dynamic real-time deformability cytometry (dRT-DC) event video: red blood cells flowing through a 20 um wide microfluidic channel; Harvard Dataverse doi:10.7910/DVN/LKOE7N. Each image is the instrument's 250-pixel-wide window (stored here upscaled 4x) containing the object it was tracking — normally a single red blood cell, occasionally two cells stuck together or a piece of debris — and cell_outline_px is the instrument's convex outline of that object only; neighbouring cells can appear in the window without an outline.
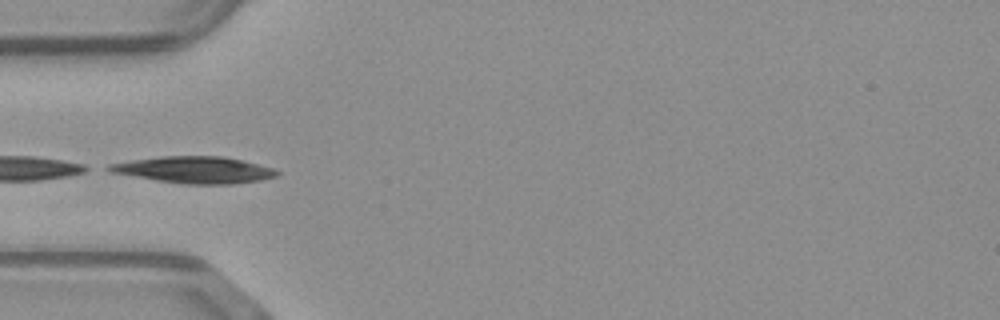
{"species": "common noctule bat (a hibernating species)", "species_latin": "Nyctalus noctula", "temperature_condition": "warm", "stored_images_in_passage": 4, "camera_frame_rate_fps": 3000, "um_per_image_px": 0.085, "animal": {"sex": "male", "body_mass_g": 23.1, "forearm_length_mm": 52.7}, "frame": {"image": 1, "passage_image": 1, "time_ms": 0.0, "image_size_px": [1000, 320], "cell_outline_px": [[280, 172], [276, 176], [260, 180], [232, 184], [180, 184], [108, 172], [100, 168], [108, 164], [132, 160], [160, 156], [224, 156], [272, 168]], "centroid_in_image_um": [16.42, 14.44], "position_along_channel_um": 68.6, "area_um2": 26.18}}